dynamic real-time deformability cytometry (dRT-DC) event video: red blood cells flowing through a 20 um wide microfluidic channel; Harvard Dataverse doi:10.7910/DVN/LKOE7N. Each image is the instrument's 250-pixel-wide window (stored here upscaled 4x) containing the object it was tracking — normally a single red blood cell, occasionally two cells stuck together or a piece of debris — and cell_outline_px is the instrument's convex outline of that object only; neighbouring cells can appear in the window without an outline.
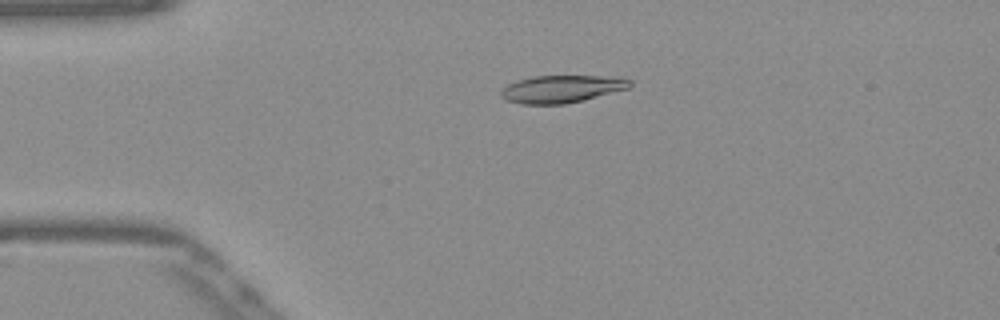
{"species": "Egyptian fruit bat (a non-hibernating species)", "species_latin": "Rousettus aegyptiacus", "temperature_condition": "warm", "stored_images_in_passage": 49, "camera_frame_rate_fps": 3000, "um_per_image_px": 0.085, "frame": {"image": 1, "passage_image": 9, "time_ms": 2.667, "image_size_px": [1000, 320], "cell_outline_px": [[632, 84], [628, 88], [584, 100], [564, 104], [520, 104], [508, 100], [500, 96], [500, 88], [516, 80], [532, 76], [620, 76], [632, 80]], "centroid_in_image_um": [47.73, 7.55], "position_along_channel_um": 37.3, "area_um2": 20.87}}
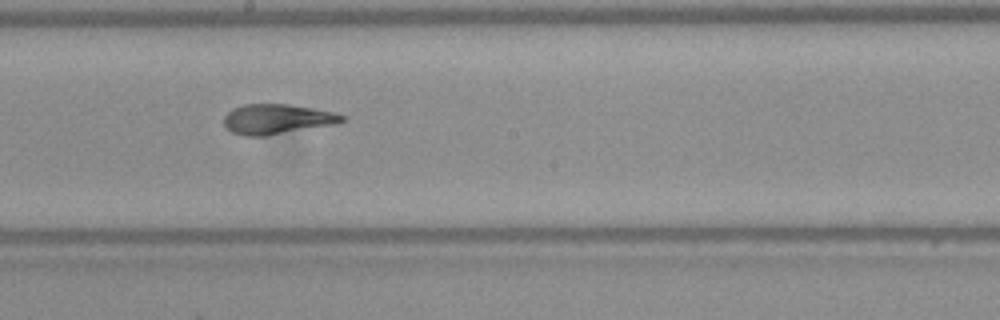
{"frame": {"image": 2, "passage_image": 26, "time_ms": 8.333, "image_size_px": [1000, 320], "cell_outline_px": [[344, 120], [336, 124], [264, 136], [244, 136], [232, 132], [224, 124], [224, 116], [228, 112], [244, 104], [292, 104], [332, 112], [344, 116]], "centroid_in_image_um": [23.53, 10.12], "position_along_channel_um": 224.7, "area_um2": 20.4}}
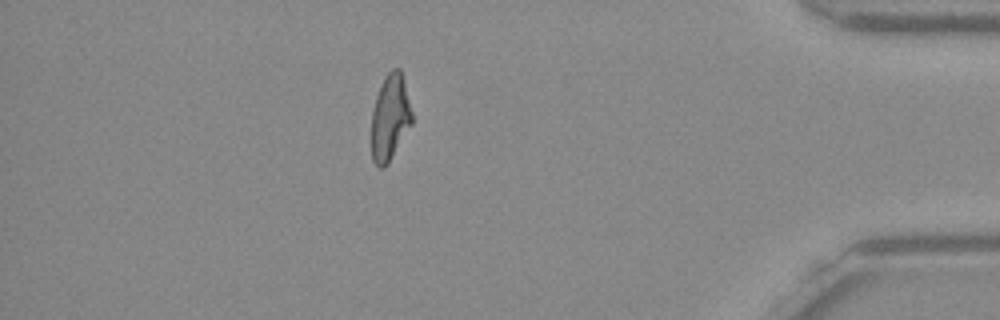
{"frame": {"image": 3, "passage_image": 43, "time_ms": 14.0, "image_size_px": [1000, 320], "cell_outline_px": [[412, 124], [388, 164], [384, 168], [380, 168], [372, 160], [372, 112], [376, 96], [380, 84], [384, 76], [392, 68], [400, 68], [412, 112]], "centroid_in_image_um": [33.15, 9.99], "position_along_channel_um": 402.1, "area_um2": 20.29}, "authors_computed_cell_mechanics": {"area_um2": 20.9236, "velocity_mm_per_s": 3.8792, "shape_relaxation_time_tau1_ms": 5.4654, "shape_relaxation_time_tau2_ms": 1.0678, "deformation_change_tau1": 0.2149, "deformation_change_tau2": 0.0903}}